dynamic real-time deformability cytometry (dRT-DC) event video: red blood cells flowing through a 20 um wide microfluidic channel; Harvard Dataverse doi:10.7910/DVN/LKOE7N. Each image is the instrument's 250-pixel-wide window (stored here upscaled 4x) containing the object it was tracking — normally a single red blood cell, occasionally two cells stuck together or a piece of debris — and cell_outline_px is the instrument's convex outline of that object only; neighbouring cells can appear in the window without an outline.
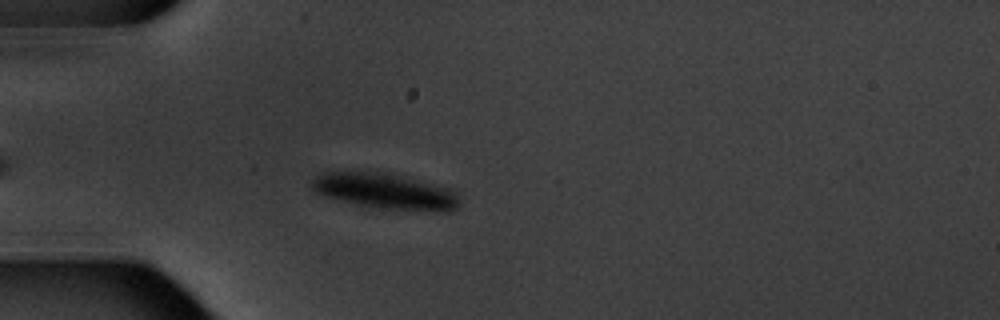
{"species": "common noctule bat (a hibernating species)", "species_latin": "Nyctalus noctula", "temperature_condition": "warm", "stored_images_in_passage": 5, "camera_frame_rate_fps": 3000, "um_per_image_px": 0.085, "animal": {"sex": "male", "body_mass_g": 20.1, "forearm_length_mm": 53.5}, "frame": {"image": 1, "passage_image": 5, "time_ms": 5.333, "image_size_px": [1000, 320], "cell_outline_px": [[460, 204], [456, 208], [444, 212], [436, 212], [380, 208], [356, 204], [328, 196], [316, 192], [312, 188], [312, 180], [320, 172], [392, 172], [448, 188], [456, 196]], "centroid_in_image_um": [32.76, 16.24], "position_along_channel_um": 52.2, "area_um2": 30.52}}